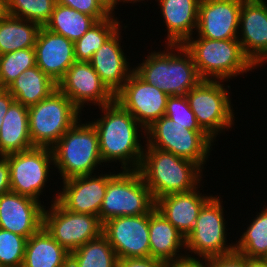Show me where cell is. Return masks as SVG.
I'll use <instances>...</instances> for the list:
<instances>
[{
  "label": "cell",
  "mask_w": 267,
  "mask_h": 267,
  "mask_svg": "<svg viewBox=\"0 0 267 267\" xmlns=\"http://www.w3.org/2000/svg\"><path fill=\"white\" fill-rule=\"evenodd\" d=\"M34 148L29 134L28 107L14 101L0 129V155L23 152Z\"/></svg>",
  "instance_id": "obj_25"
},
{
  "label": "cell",
  "mask_w": 267,
  "mask_h": 267,
  "mask_svg": "<svg viewBox=\"0 0 267 267\" xmlns=\"http://www.w3.org/2000/svg\"><path fill=\"white\" fill-rule=\"evenodd\" d=\"M240 238L234 244L236 252L251 258H267V207L256 215Z\"/></svg>",
  "instance_id": "obj_32"
},
{
  "label": "cell",
  "mask_w": 267,
  "mask_h": 267,
  "mask_svg": "<svg viewBox=\"0 0 267 267\" xmlns=\"http://www.w3.org/2000/svg\"><path fill=\"white\" fill-rule=\"evenodd\" d=\"M118 267H168V262L152 258H124L118 259Z\"/></svg>",
  "instance_id": "obj_39"
},
{
  "label": "cell",
  "mask_w": 267,
  "mask_h": 267,
  "mask_svg": "<svg viewBox=\"0 0 267 267\" xmlns=\"http://www.w3.org/2000/svg\"><path fill=\"white\" fill-rule=\"evenodd\" d=\"M77 121L51 148L54 167L63 180L91 175L103 163L100 156L97 130L91 122Z\"/></svg>",
  "instance_id": "obj_5"
},
{
  "label": "cell",
  "mask_w": 267,
  "mask_h": 267,
  "mask_svg": "<svg viewBox=\"0 0 267 267\" xmlns=\"http://www.w3.org/2000/svg\"><path fill=\"white\" fill-rule=\"evenodd\" d=\"M149 241L152 258L169 263L187 257L177 254L186 247L184 236L156 208L149 213Z\"/></svg>",
  "instance_id": "obj_24"
},
{
  "label": "cell",
  "mask_w": 267,
  "mask_h": 267,
  "mask_svg": "<svg viewBox=\"0 0 267 267\" xmlns=\"http://www.w3.org/2000/svg\"><path fill=\"white\" fill-rule=\"evenodd\" d=\"M43 227L68 252H72L102 234L98 216L64 209L57 201L44 210Z\"/></svg>",
  "instance_id": "obj_11"
},
{
  "label": "cell",
  "mask_w": 267,
  "mask_h": 267,
  "mask_svg": "<svg viewBox=\"0 0 267 267\" xmlns=\"http://www.w3.org/2000/svg\"><path fill=\"white\" fill-rule=\"evenodd\" d=\"M69 255L42 227L28 238L22 267H69Z\"/></svg>",
  "instance_id": "obj_26"
},
{
  "label": "cell",
  "mask_w": 267,
  "mask_h": 267,
  "mask_svg": "<svg viewBox=\"0 0 267 267\" xmlns=\"http://www.w3.org/2000/svg\"><path fill=\"white\" fill-rule=\"evenodd\" d=\"M199 187L185 193H172L155 201V208L186 238L192 231L203 205L212 197L201 195Z\"/></svg>",
  "instance_id": "obj_22"
},
{
  "label": "cell",
  "mask_w": 267,
  "mask_h": 267,
  "mask_svg": "<svg viewBox=\"0 0 267 267\" xmlns=\"http://www.w3.org/2000/svg\"><path fill=\"white\" fill-rule=\"evenodd\" d=\"M7 15V2L6 0H0V18Z\"/></svg>",
  "instance_id": "obj_45"
},
{
  "label": "cell",
  "mask_w": 267,
  "mask_h": 267,
  "mask_svg": "<svg viewBox=\"0 0 267 267\" xmlns=\"http://www.w3.org/2000/svg\"><path fill=\"white\" fill-rule=\"evenodd\" d=\"M11 191L10 168L6 156L0 155V196Z\"/></svg>",
  "instance_id": "obj_40"
},
{
  "label": "cell",
  "mask_w": 267,
  "mask_h": 267,
  "mask_svg": "<svg viewBox=\"0 0 267 267\" xmlns=\"http://www.w3.org/2000/svg\"><path fill=\"white\" fill-rule=\"evenodd\" d=\"M33 66H36L34 47L0 55L1 87L6 89L22 72Z\"/></svg>",
  "instance_id": "obj_33"
},
{
  "label": "cell",
  "mask_w": 267,
  "mask_h": 267,
  "mask_svg": "<svg viewBox=\"0 0 267 267\" xmlns=\"http://www.w3.org/2000/svg\"><path fill=\"white\" fill-rule=\"evenodd\" d=\"M36 65L58 83L76 61L74 42L41 26L35 43Z\"/></svg>",
  "instance_id": "obj_20"
},
{
  "label": "cell",
  "mask_w": 267,
  "mask_h": 267,
  "mask_svg": "<svg viewBox=\"0 0 267 267\" xmlns=\"http://www.w3.org/2000/svg\"><path fill=\"white\" fill-rule=\"evenodd\" d=\"M209 267H245V256L233 251L229 254L207 259Z\"/></svg>",
  "instance_id": "obj_38"
},
{
  "label": "cell",
  "mask_w": 267,
  "mask_h": 267,
  "mask_svg": "<svg viewBox=\"0 0 267 267\" xmlns=\"http://www.w3.org/2000/svg\"><path fill=\"white\" fill-rule=\"evenodd\" d=\"M27 240L0 228V267H22Z\"/></svg>",
  "instance_id": "obj_35"
},
{
  "label": "cell",
  "mask_w": 267,
  "mask_h": 267,
  "mask_svg": "<svg viewBox=\"0 0 267 267\" xmlns=\"http://www.w3.org/2000/svg\"><path fill=\"white\" fill-rule=\"evenodd\" d=\"M184 47L191 53L202 80H229L256 68L238 39L212 40L190 37ZM211 77V78H210Z\"/></svg>",
  "instance_id": "obj_4"
},
{
  "label": "cell",
  "mask_w": 267,
  "mask_h": 267,
  "mask_svg": "<svg viewBox=\"0 0 267 267\" xmlns=\"http://www.w3.org/2000/svg\"><path fill=\"white\" fill-rule=\"evenodd\" d=\"M7 15L44 26L50 19L56 0H6Z\"/></svg>",
  "instance_id": "obj_34"
},
{
  "label": "cell",
  "mask_w": 267,
  "mask_h": 267,
  "mask_svg": "<svg viewBox=\"0 0 267 267\" xmlns=\"http://www.w3.org/2000/svg\"><path fill=\"white\" fill-rule=\"evenodd\" d=\"M100 108L104 115L92 124L97 130L102 161L118 160L123 170H138L144 153L138 135L142 126L116 101Z\"/></svg>",
  "instance_id": "obj_1"
},
{
  "label": "cell",
  "mask_w": 267,
  "mask_h": 267,
  "mask_svg": "<svg viewBox=\"0 0 267 267\" xmlns=\"http://www.w3.org/2000/svg\"><path fill=\"white\" fill-rule=\"evenodd\" d=\"M243 0H200L197 37L212 40L238 39Z\"/></svg>",
  "instance_id": "obj_17"
},
{
  "label": "cell",
  "mask_w": 267,
  "mask_h": 267,
  "mask_svg": "<svg viewBox=\"0 0 267 267\" xmlns=\"http://www.w3.org/2000/svg\"><path fill=\"white\" fill-rule=\"evenodd\" d=\"M166 45L165 52L149 53L133 70L146 83L158 87L168 96L186 95L202 79L184 45ZM172 49L178 51L177 54Z\"/></svg>",
  "instance_id": "obj_3"
},
{
  "label": "cell",
  "mask_w": 267,
  "mask_h": 267,
  "mask_svg": "<svg viewBox=\"0 0 267 267\" xmlns=\"http://www.w3.org/2000/svg\"><path fill=\"white\" fill-rule=\"evenodd\" d=\"M168 95L142 80L134 71L115 94V101L128 111L145 133L154 121L165 115ZM144 130V131H143Z\"/></svg>",
  "instance_id": "obj_13"
},
{
  "label": "cell",
  "mask_w": 267,
  "mask_h": 267,
  "mask_svg": "<svg viewBox=\"0 0 267 267\" xmlns=\"http://www.w3.org/2000/svg\"><path fill=\"white\" fill-rule=\"evenodd\" d=\"M223 85L219 80H201L186 94L198 124L213 140L234 124L229 92Z\"/></svg>",
  "instance_id": "obj_9"
},
{
  "label": "cell",
  "mask_w": 267,
  "mask_h": 267,
  "mask_svg": "<svg viewBox=\"0 0 267 267\" xmlns=\"http://www.w3.org/2000/svg\"><path fill=\"white\" fill-rule=\"evenodd\" d=\"M38 23L6 15L0 18V55L35 47Z\"/></svg>",
  "instance_id": "obj_28"
},
{
  "label": "cell",
  "mask_w": 267,
  "mask_h": 267,
  "mask_svg": "<svg viewBox=\"0 0 267 267\" xmlns=\"http://www.w3.org/2000/svg\"><path fill=\"white\" fill-rule=\"evenodd\" d=\"M115 174L83 175L63 180V191L54 198L64 209L75 213L98 216L108 181Z\"/></svg>",
  "instance_id": "obj_16"
},
{
  "label": "cell",
  "mask_w": 267,
  "mask_h": 267,
  "mask_svg": "<svg viewBox=\"0 0 267 267\" xmlns=\"http://www.w3.org/2000/svg\"><path fill=\"white\" fill-rule=\"evenodd\" d=\"M239 28L241 30H238V41L244 53L255 66L263 64L267 59V4L265 0H243L239 15Z\"/></svg>",
  "instance_id": "obj_18"
},
{
  "label": "cell",
  "mask_w": 267,
  "mask_h": 267,
  "mask_svg": "<svg viewBox=\"0 0 267 267\" xmlns=\"http://www.w3.org/2000/svg\"><path fill=\"white\" fill-rule=\"evenodd\" d=\"M205 261V265L203 263ZM199 260L197 257H191V255H187L184 259L176 260L174 262H169L168 267H209L207 259ZM202 261V262H201Z\"/></svg>",
  "instance_id": "obj_41"
},
{
  "label": "cell",
  "mask_w": 267,
  "mask_h": 267,
  "mask_svg": "<svg viewBox=\"0 0 267 267\" xmlns=\"http://www.w3.org/2000/svg\"><path fill=\"white\" fill-rule=\"evenodd\" d=\"M120 28L104 42L89 61L106 87L115 95L134 71L121 48Z\"/></svg>",
  "instance_id": "obj_21"
},
{
  "label": "cell",
  "mask_w": 267,
  "mask_h": 267,
  "mask_svg": "<svg viewBox=\"0 0 267 267\" xmlns=\"http://www.w3.org/2000/svg\"><path fill=\"white\" fill-rule=\"evenodd\" d=\"M96 22L92 16L56 3L50 19L44 27L75 42Z\"/></svg>",
  "instance_id": "obj_29"
},
{
  "label": "cell",
  "mask_w": 267,
  "mask_h": 267,
  "mask_svg": "<svg viewBox=\"0 0 267 267\" xmlns=\"http://www.w3.org/2000/svg\"><path fill=\"white\" fill-rule=\"evenodd\" d=\"M165 25L167 44L183 45L197 28L200 0H158Z\"/></svg>",
  "instance_id": "obj_23"
},
{
  "label": "cell",
  "mask_w": 267,
  "mask_h": 267,
  "mask_svg": "<svg viewBox=\"0 0 267 267\" xmlns=\"http://www.w3.org/2000/svg\"><path fill=\"white\" fill-rule=\"evenodd\" d=\"M31 197L14 192L0 196V228L31 237L43 227V213L46 208Z\"/></svg>",
  "instance_id": "obj_19"
},
{
  "label": "cell",
  "mask_w": 267,
  "mask_h": 267,
  "mask_svg": "<svg viewBox=\"0 0 267 267\" xmlns=\"http://www.w3.org/2000/svg\"><path fill=\"white\" fill-rule=\"evenodd\" d=\"M102 8L109 14L113 15V11L118 4L117 0H96Z\"/></svg>",
  "instance_id": "obj_44"
},
{
  "label": "cell",
  "mask_w": 267,
  "mask_h": 267,
  "mask_svg": "<svg viewBox=\"0 0 267 267\" xmlns=\"http://www.w3.org/2000/svg\"><path fill=\"white\" fill-rule=\"evenodd\" d=\"M245 267H267V258H251L245 256Z\"/></svg>",
  "instance_id": "obj_43"
},
{
  "label": "cell",
  "mask_w": 267,
  "mask_h": 267,
  "mask_svg": "<svg viewBox=\"0 0 267 267\" xmlns=\"http://www.w3.org/2000/svg\"><path fill=\"white\" fill-rule=\"evenodd\" d=\"M120 27V22L114 15H110L109 17L94 23L80 39L74 42L76 61L89 62L94 53Z\"/></svg>",
  "instance_id": "obj_31"
},
{
  "label": "cell",
  "mask_w": 267,
  "mask_h": 267,
  "mask_svg": "<svg viewBox=\"0 0 267 267\" xmlns=\"http://www.w3.org/2000/svg\"><path fill=\"white\" fill-rule=\"evenodd\" d=\"M119 1H120V2L123 1V3H124V2H125V3H126V2H127V3H128V2H130V3H132V2L135 3V2H140V1H143V0H117L118 3H119Z\"/></svg>",
  "instance_id": "obj_46"
},
{
  "label": "cell",
  "mask_w": 267,
  "mask_h": 267,
  "mask_svg": "<svg viewBox=\"0 0 267 267\" xmlns=\"http://www.w3.org/2000/svg\"><path fill=\"white\" fill-rule=\"evenodd\" d=\"M15 101L30 107L57 89V83L37 65L22 72L7 88Z\"/></svg>",
  "instance_id": "obj_27"
},
{
  "label": "cell",
  "mask_w": 267,
  "mask_h": 267,
  "mask_svg": "<svg viewBox=\"0 0 267 267\" xmlns=\"http://www.w3.org/2000/svg\"><path fill=\"white\" fill-rule=\"evenodd\" d=\"M56 3L92 16L96 21L110 16L96 0H56Z\"/></svg>",
  "instance_id": "obj_37"
},
{
  "label": "cell",
  "mask_w": 267,
  "mask_h": 267,
  "mask_svg": "<svg viewBox=\"0 0 267 267\" xmlns=\"http://www.w3.org/2000/svg\"><path fill=\"white\" fill-rule=\"evenodd\" d=\"M145 145L138 171L154 201L168 194L192 191L200 185L202 169L196 163Z\"/></svg>",
  "instance_id": "obj_2"
},
{
  "label": "cell",
  "mask_w": 267,
  "mask_h": 267,
  "mask_svg": "<svg viewBox=\"0 0 267 267\" xmlns=\"http://www.w3.org/2000/svg\"><path fill=\"white\" fill-rule=\"evenodd\" d=\"M221 203L219 196H212L203 205L191 233L185 238L186 251L189 250L202 259L235 251V245H226V219Z\"/></svg>",
  "instance_id": "obj_10"
},
{
  "label": "cell",
  "mask_w": 267,
  "mask_h": 267,
  "mask_svg": "<svg viewBox=\"0 0 267 267\" xmlns=\"http://www.w3.org/2000/svg\"><path fill=\"white\" fill-rule=\"evenodd\" d=\"M165 116L180 125H190L192 131H204L197 122L189 107L186 95L169 96L166 104Z\"/></svg>",
  "instance_id": "obj_36"
},
{
  "label": "cell",
  "mask_w": 267,
  "mask_h": 267,
  "mask_svg": "<svg viewBox=\"0 0 267 267\" xmlns=\"http://www.w3.org/2000/svg\"><path fill=\"white\" fill-rule=\"evenodd\" d=\"M80 114L81 111L57 88L42 101L28 107L32 145L52 148L80 120Z\"/></svg>",
  "instance_id": "obj_6"
},
{
  "label": "cell",
  "mask_w": 267,
  "mask_h": 267,
  "mask_svg": "<svg viewBox=\"0 0 267 267\" xmlns=\"http://www.w3.org/2000/svg\"><path fill=\"white\" fill-rule=\"evenodd\" d=\"M57 88L80 111L88 102L101 107L115 101V95L102 82L90 62L75 61L57 83Z\"/></svg>",
  "instance_id": "obj_15"
},
{
  "label": "cell",
  "mask_w": 267,
  "mask_h": 267,
  "mask_svg": "<svg viewBox=\"0 0 267 267\" xmlns=\"http://www.w3.org/2000/svg\"><path fill=\"white\" fill-rule=\"evenodd\" d=\"M10 168L11 192L37 201L49 177L53 153L48 147H34L27 151L5 155Z\"/></svg>",
  "instance_id": "obj_12"
},
{
  "label": "cell",
  "mask_w": 267,
  "mask_h": 267,
  "mask_svg": "<svg viewBox=\"0 0 267 267\" xmlns=\"http://www.w3.org/2000/svg\"><path fill=\"white\" fill-rule=\"evenodd\" d=\"M69 267H118L117 255L101 234L70 252Z\"/></svg>",
  "instance_id": "obj_30"
},
{
  "label": "cell",
  "mask_w": 267,
  "mask_h": 267,
  "mask_svg": "<svg viewBox=\"0 0 267 267\" xmlns=\"http://www.w3.org/2000/svg\"><path fill=\"white\" fill-rule=\"evenodd\" d=\"M144 135L148 146L190 160L201 169L214 142L205 131H192L190 125H180L165 115L145 129Z\"/></svg>",
  "instance_id": "obj_7"
},
{
  "label": "cell",
  "mask_w": 267,
  "mask_h": 267,
  "mask_svg": "<svg viewBox=\"0 0 267 267\" xmlns=\"http://www.w3.org/2000/svg\"><path fill=\"white\" fill-rule=\"evenodd\" d=\"M15 101L14 97L5 88L0 90V129L2 127L4 116L6 115L8 108Z\"/></svg>",
  "instance_id": "obj_42"
},
{
  "label": "cell",
  "mask_w": 267,
  "mask_h": 267,
  "mask_svg": "<svg viewBox=\"0 0 267 267\" xmlns=\"http://www.w3.org/2000/svg\"><path fill=\"white\" fill-rule=\"evenodd\" d=\"M102 234L118 259L150 257L149 214L107 220L103 223Z\"/></svg>",
  "instance_id": "obj_14"
},
{
  "label": "cell",
  "mask_w": 267,
  "mask_h": 267,
  "mask_svg": "<svg viewBox=\"0 0 267 267\" xmlns=\"http://www.w3.org/2000/svg\"><path fill=\"white\" fill-rule=\"evenodd\" d=\"M155 201L138 170H122L107 184L100 221L115 217L149 214Z\"/></svg>",
  "instance_id": "obj_8"
}]
</instances>
